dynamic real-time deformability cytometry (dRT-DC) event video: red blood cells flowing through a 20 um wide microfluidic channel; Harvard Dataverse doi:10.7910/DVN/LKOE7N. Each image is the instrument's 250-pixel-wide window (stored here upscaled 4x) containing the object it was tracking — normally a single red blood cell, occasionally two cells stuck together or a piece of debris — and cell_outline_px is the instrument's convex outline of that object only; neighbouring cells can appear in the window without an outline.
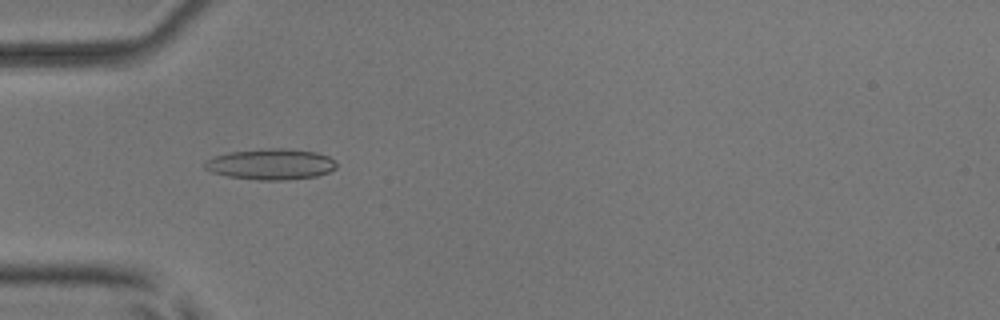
{"species": "common noctule bat (a hibernating species)", "species_latin": "Nyctalus noctula", "temperature_condition": "room temperature", "stored_images_in_passage": 29, "camera_frame_rate_fps": 3000, "um_per_image_px": 0.085, "animal": {"sex": "male", "body_mass_g": 17.9, "forearm_length_mm": 54.2}, "frame": {"image": 1, "passage_image": 16, "time_ms": 5.0, "image_size_px": [1000, 320], "cell_outline_px": [[336, 168], [328, 172], [316, 176], [284, 180], [256, 180], [228, 176], [212, 172], [204, 168], [204, 160], [212, 156], [228, 152], [268, 148], [284, 148], [316, 152], [328, 156], [336, 160]], "centroid_in_image_um": [23.0, 13.95], "position_along_channel_um": 62.0, "area_um2": 23.87}}
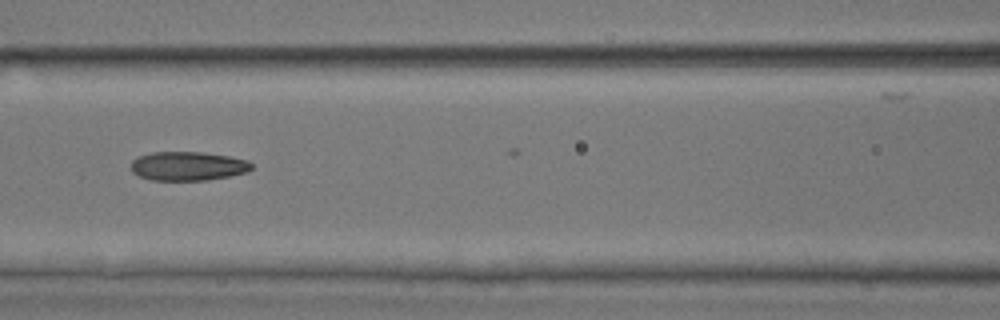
{"frame": {"image": 2, "passage_image": 23, "time_ms": 7.333, "image_size_px": [1000, 320], "cell_outline_px": [[252, 168], [248, 172], [208, 180], [152, 180], [140, 176], [132, 172], [132, 160], [136, 156], [152, 152], [204, 152], [228, 156], [248, 160], [252, 164]], "centroid_in_image_um": [15.97, 14.11], "position_along_channel_um": 150.6, "area_um2": 20.4}}
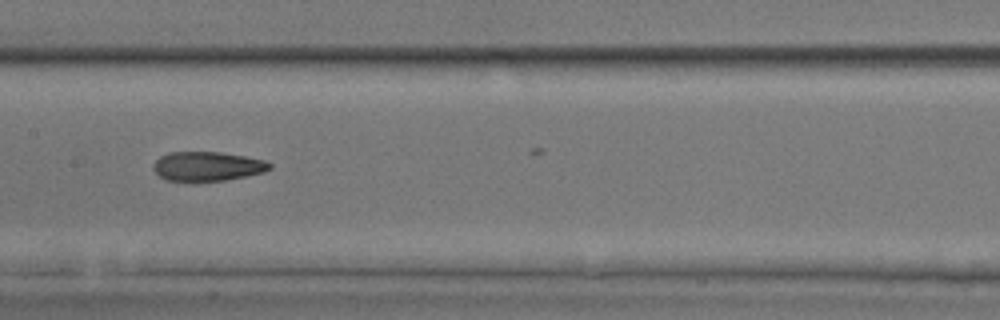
{"frame": {"image": 3, "passage_image": 26, "time_ms": 8.333, "image_size_px": [1000, 320], "cell_outline_px": [[272, 168], [264, 172], [224, 180], [164, 180], [152, 168], [152, 164], [160, 156], [168, 152], [220, 152], [244, 156], [264, 160], [272, 164]], "centroid_in_image_um": [17.61, 14.12], "position_along_channel_um": 189.8, "area_um2": 19.65}}